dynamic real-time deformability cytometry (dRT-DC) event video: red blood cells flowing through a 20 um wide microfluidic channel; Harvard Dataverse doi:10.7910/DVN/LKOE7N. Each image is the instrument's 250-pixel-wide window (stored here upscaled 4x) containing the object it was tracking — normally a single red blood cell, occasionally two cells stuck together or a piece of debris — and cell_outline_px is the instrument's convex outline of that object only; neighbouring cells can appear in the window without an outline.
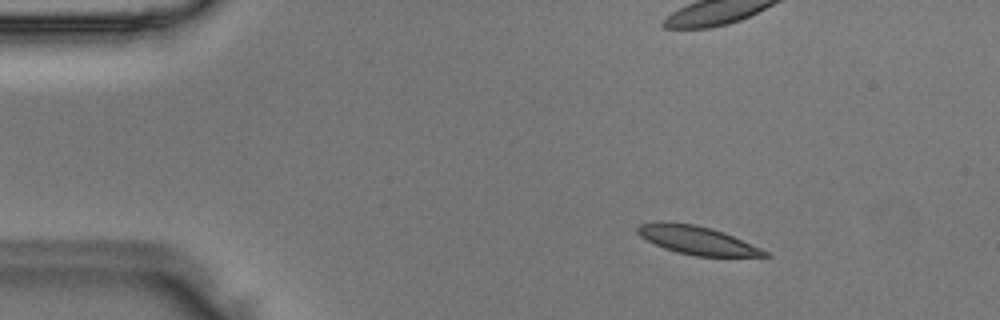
{"species": "Egyptian fruit bat (a non-hibernating species)", "species_latin": "Rousettus aegyptiacus", "temperature_condition": "room temperature", "stored_images_in_passage": 50, "camera_frame_rate_fps": 3000, "um_per_image_px": 0.085, "animal": {"sex": "male"}, "frame": {"image": 1, "passage_image": 8, "time_ms": 2.333, "image_size_px": [1000, 320], "cell_outline_px": [[772, 256], [692, 256], [676, 252], [664, 248], [640, 236], [636, 232], [636, 228], [640, 224], [664, 220], [696, 224], [712, 228], [724, 232], [760, 248], [768, 252]], "centroid_in_image_um": [59.21, 20.39], "position_along_channel_um": 25.8, "area_um2": 21.1}}